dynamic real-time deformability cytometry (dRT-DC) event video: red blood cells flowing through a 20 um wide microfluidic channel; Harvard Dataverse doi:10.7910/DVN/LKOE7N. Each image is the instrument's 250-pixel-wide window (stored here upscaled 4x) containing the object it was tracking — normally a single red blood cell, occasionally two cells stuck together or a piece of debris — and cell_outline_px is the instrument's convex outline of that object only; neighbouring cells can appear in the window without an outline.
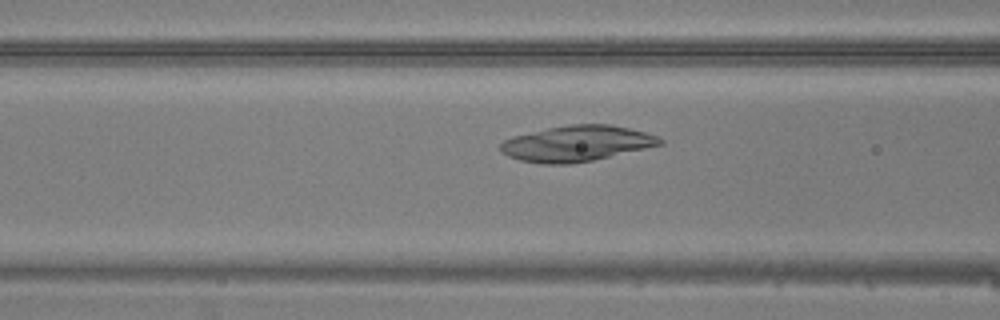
{"species": "common noctule bat (a hibernating species)", "species_latin": "Nyctalus noctula", "temperature_condition": "warm", "stored_images_in_passage": 39, "camera_frame_rate_fps": 3000, "um_per_image_px": 0.085, "animal": {"sex": "male", "body_mass_g": 20.5, "forearm_length_mm": 52.5}, "frame": {"image": 1, "passage_image": 11, "time_ms": 3.333, "image_size_px": [1000, 320], "cell_outline_px": [[664, 144], [592, 160], [568, 164], [544, 164], [520, 160], [508, 156], [500, 148], [500, 144], [504, 140], [512, 136], [548, 128], [572, 124], [612, 124], [644, 132], [656, 136], [664, 140]], "centroid_in_image_um": [49.02, 12.19], "position_along_channel_um": 117.6, "area_um2": 32.89}}
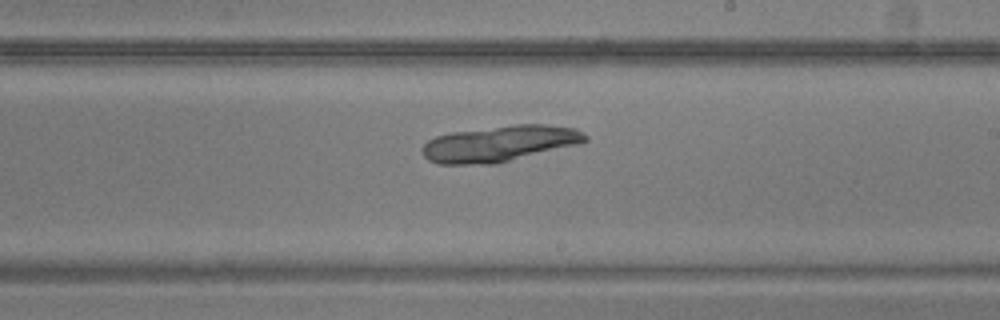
{"frame": {"image": 2, "passage_image": 20, "time_ms": 6.333, "image_size_px": [1000, 320], "cell_outline_px": [[588, 140], [576, 144], [496, 164], [440, 164], [428, 160], [424, 156], [424, 144], [428, 140], [436, 136], [452, 132], [516, 124], [544, 124], [576, 128], [588, 136]], "centroid_in_image_um": [42.47, 12.2], "position_along_channel_um": 246.5, "area_um2": 33.87}}
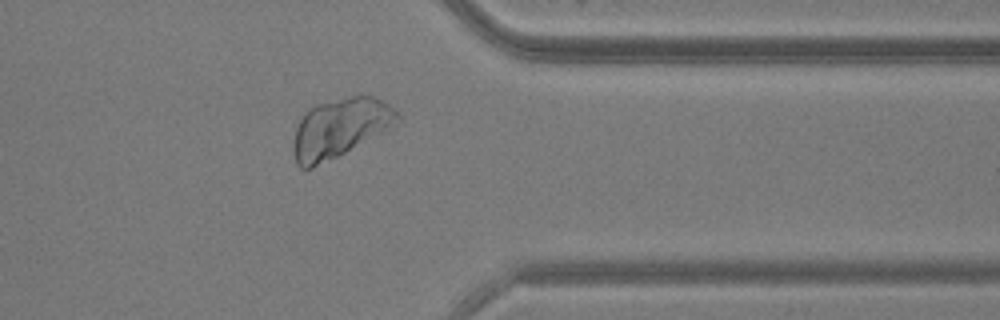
{"frame": {"image": 3, "passage_image": 30, "time_ms": 9.667, "image_size_px": [1000, 320], "cell_outline_px": [[400, 120], [396, 124], [344, 152], [312, 168], [300, 168], [296, 164], [292, 148], [296, 128], [300, 116], [308, 108], [316, 104], [360, 92], [364, 92], [376, 96], [396, 108], [400, 112]], "centroid_in_image_um": [28.9, 10.79], "position_along_channel_um": 382.5, "area_um2": 36.24}}